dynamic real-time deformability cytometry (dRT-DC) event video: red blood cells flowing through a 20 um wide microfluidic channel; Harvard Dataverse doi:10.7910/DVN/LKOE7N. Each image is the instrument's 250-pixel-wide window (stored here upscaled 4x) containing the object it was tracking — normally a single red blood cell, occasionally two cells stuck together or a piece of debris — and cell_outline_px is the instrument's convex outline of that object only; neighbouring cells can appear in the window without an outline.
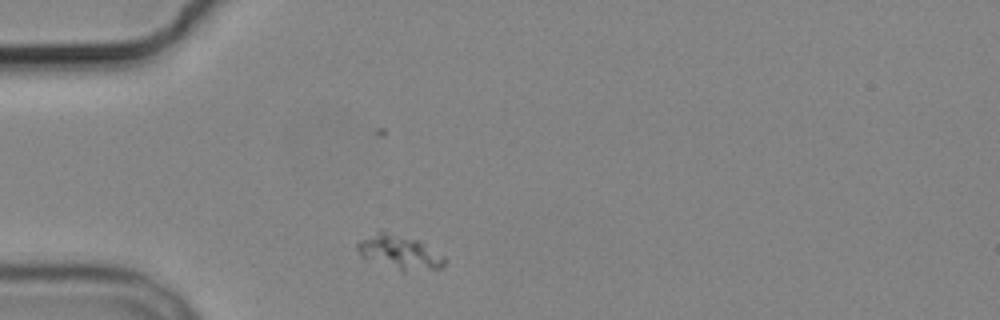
{"species": "common noctule bat (a hibernating species)", "species_latin": "Nyctalus noctula", "temperature_condition": "cold", "stored_images_in_passage": 1, "camera_frame_rate_fps": 3000, "um_per_image_px": 0.085, "animal": {"sex": "male", "body_mass_g": 19.2, "forearm_length_mm": 51.8}, "frame": {"image": 1, "passage_image": 1, "time_ms": 0.0, "image_size_px": [1000, 320], "cell_outline_px": [[444, 268], [404, 272], [400, 272], [364, 260], [360, 256], [356, 248], [356, 244], [360, 240], [380, 228], [420, 240], [444, 256]], "centroid_in_image_um": [33.9, 21.43], "position_along_channel_um": 51.1, "area_um2": 18.38}}